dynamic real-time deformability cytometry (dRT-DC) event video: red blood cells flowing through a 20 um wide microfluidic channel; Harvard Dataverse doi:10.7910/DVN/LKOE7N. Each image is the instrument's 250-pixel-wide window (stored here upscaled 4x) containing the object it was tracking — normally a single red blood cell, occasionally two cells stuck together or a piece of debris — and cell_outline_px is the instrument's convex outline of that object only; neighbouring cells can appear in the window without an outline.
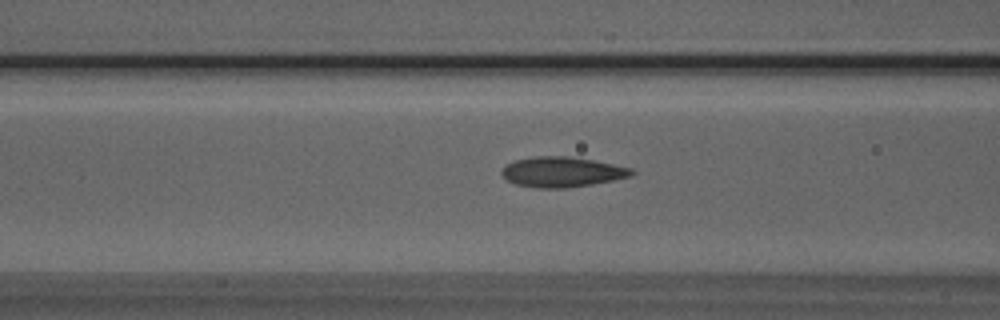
{"species": "Egyptian fruit bat (a non-hibernating species)", "species_latin": "Rousettus aegyptiacus", "temperature_condition": "room temperature", "stored_images_in_passage": 5, "camera_frame_rate_fps": 3000, "um_per_image_px": 0.085, "animal": {"sex": "male"}, "frame": {"image": 1, "passage_image": 4, "time_ms": 4.333, "image_size_px": [1000, 320], "cell_outline_px": [[636, 172], [632, 176], [592, 184], [564, 188], [536, 188], [516, 184], [508, 180], [500, 172], [508, 164], [516, 160], [536, 156], [568, 156], [592, 160], [632, 168]], "centroid_in_image_um": [47.79, 14.62], "position_along_channel_um": 118.8, "area_um2": 22.6}}